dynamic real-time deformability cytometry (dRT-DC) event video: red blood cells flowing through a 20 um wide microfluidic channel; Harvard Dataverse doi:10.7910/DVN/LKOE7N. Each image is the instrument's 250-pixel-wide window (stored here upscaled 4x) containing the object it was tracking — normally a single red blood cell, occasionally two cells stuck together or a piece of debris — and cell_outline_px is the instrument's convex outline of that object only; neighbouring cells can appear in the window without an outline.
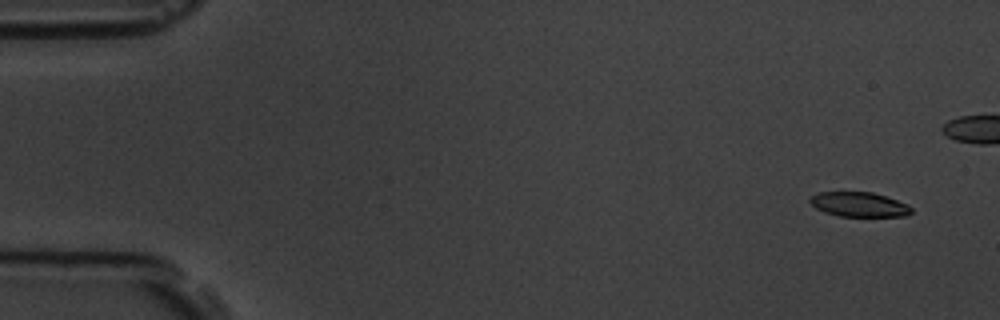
{"species": "common noctule bat (a hibernating species)", "species_latin": "Nyctalus noctula", "temperature_condition": "room temperature", "stored_images_in_passage": 5, "camera_frame_rate_fps": 3000, "um_per_image_px": 0.085, "animal": {"sex": "male", "body_mass_g": 19.5, "forearm_length_mm": 54.6}, "frame": {"image": 1, "passage_image": 1, "time_ms": 0.0, "image_size_px": [1000, 320], "cell_outline_px": [[912, 212], [908, 216], [840, 216], [824, 212], [816, 208], [808, 200], [812, 196], [820, 192], [872, 192], [908, 204], [912, 208]], "centroid_in_image_um": [73.04, 17.38], "position_along_channel_um": 12.0, "area_um2": 14.45}}